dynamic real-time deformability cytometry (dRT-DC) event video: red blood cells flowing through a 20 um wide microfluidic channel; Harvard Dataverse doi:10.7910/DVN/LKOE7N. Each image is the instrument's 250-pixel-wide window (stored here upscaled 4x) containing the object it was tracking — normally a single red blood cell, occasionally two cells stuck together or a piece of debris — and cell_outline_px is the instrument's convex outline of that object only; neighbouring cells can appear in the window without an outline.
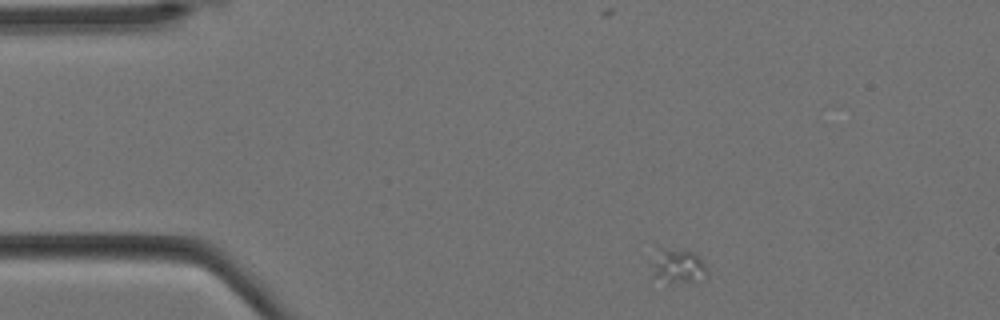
{"species": "Egyptian fruit bat (a non-hibernating species)", "species_latin": "Rousettus aegyptiacus", "temperature_condition": "cold", "stored_images_in_passage": 3, "camera_frame_rate_fps": 3000, "um_per_image_px": 0.085, "animal": {"sex": "female"}, "frame": {"image": 1, "passage_image": 1, "time_ms": 0.0, "image_size_px": [1000, 320], "cell_outline_px": [[708, 276], [668, 284], [652, 276], [648, 260], [660, 248], [696, 252], [704, 264], [708, 272]], "centroid_in_image_um": [57.51, 22.6], "position_along_channel_um": 27.5, "area_um2": 11.33}}